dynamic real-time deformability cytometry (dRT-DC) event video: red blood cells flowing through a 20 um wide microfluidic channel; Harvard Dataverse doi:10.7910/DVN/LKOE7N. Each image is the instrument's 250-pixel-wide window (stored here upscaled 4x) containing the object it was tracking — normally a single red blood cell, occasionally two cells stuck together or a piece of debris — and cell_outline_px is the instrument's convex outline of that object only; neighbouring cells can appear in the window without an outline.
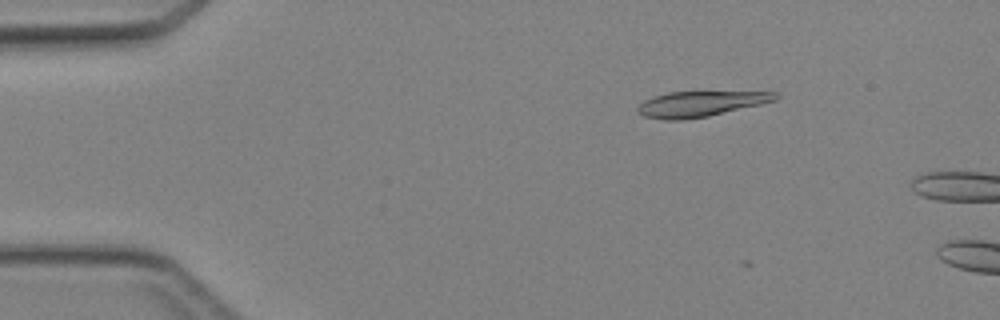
{"species": "Egyptian fruit bat (a non-hibernating species)", "species_latin": "Rousettus aegyptiacus", "temperature_condition": "cold", "stored_images_in_passage": 3, "camera_frame_rate_fps": 3000, "um_per_image_px": 0.085, "animal": {"sex": "female"}, "frame": {"image": 1, "passage_image": 2, "time_ms": 0.333, "image_size_px": [1000, 320], "cell_outline_px": [[780, 96], [776, 100], [760, 104], [708, 116], [684, 120], [664, 120], [644, 116], [636, 112], [636, 108], [644, 100], [668, 92], [776, 92]], "centroid_in_image_um": [59.5, 8.84], "position_along_channel_um": 25.5, "area_um2": 20.23}}